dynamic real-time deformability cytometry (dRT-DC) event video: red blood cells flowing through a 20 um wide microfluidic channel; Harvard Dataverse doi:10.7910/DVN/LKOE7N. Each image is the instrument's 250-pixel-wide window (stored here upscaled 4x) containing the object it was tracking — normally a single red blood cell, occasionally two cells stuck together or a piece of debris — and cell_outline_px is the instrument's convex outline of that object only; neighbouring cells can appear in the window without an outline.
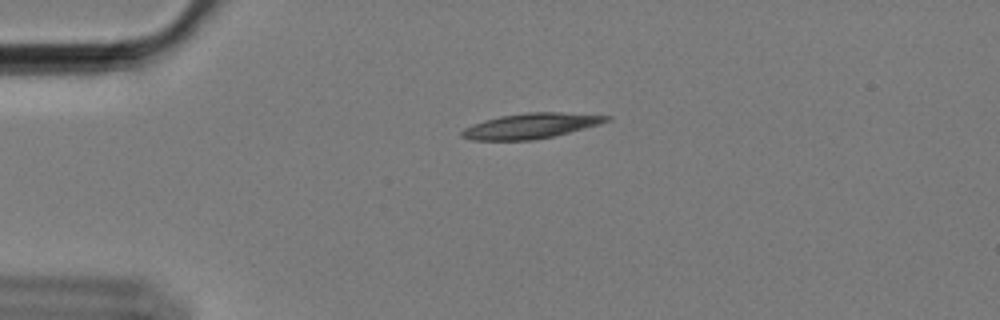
{"species": "Egyptian fruit bat (a non-hibernating species)", "species_latin": "Rousettus aegyptiacus", "temperature_condition": "cold", "stored_images_in_passage": 48, "camera_frame_rate_fps": 3000, "um_per_image_px": 0.085, "animal": {"sex": "female"}, "frame": {"image": 1, "passage_image": 3, "time_ms": 0.667, "image_size_px": [1000, 320], "cell_outline_px": [[612, 120], [600, 124], [552, 136], [532, 140], [472, 140], [460, 136], [460, 132], [464, 128], [472, 124], [484, 120], [500, 116], [528, 112], [560, 112], [612, 116]], "centroid_in_image_um": [45.11, 10.69], "position_along_channel_um": 39.9, "area_um2": 21.21}}
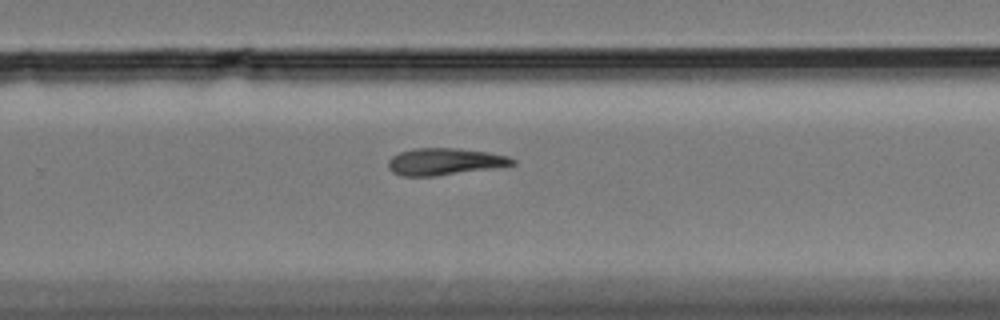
{"frame": {"image": 2, "passage_image": 28, "time_ms": 9.0, "image_size_px": [1000, 320], "cell_outline_px": [[516, 164], [436, 176], [400, 176], [392, 172], [388, 168], [388, 160], [392, 156], [400, 152], [412, 148], [456, 148], [488, 152], [508, 156], [516, 160]], "centroid_in_image_um": [37.75, 13.73], "position_along_channel_um": 292.1, "area_um2": 19.42}}
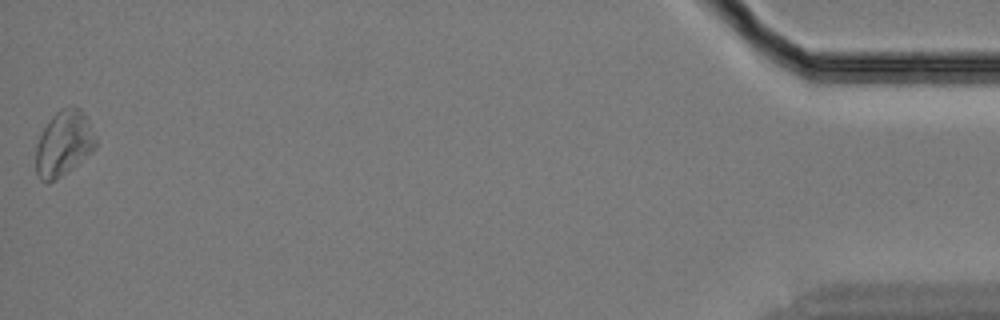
{"frame": {"image": 3, "passage_image": 48, "time_ms": 15.667, "image_size_px": [1000, 320], "cell_outline_px": [[96, 148], [92, 152], [72, 168], [56, 180], [48, 184], [40, 180], [36, 172], [36, 144], [48, 120], [60, 108], [72, 104], [80, 108], [84, 112], [96, 140]], "centroid_in_image_um": [5.4, 12.19], "position_along_channel_um": 429.8, "area_um2": 22.95}}